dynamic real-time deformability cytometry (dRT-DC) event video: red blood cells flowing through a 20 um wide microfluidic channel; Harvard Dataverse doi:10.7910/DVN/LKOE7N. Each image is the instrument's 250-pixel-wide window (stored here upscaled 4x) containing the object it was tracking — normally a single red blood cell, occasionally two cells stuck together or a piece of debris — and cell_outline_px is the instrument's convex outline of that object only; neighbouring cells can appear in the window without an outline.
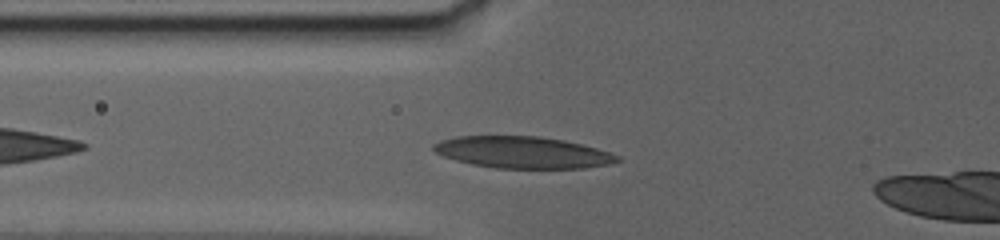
{"species": "human", "species_latin": "Homo sapiens", "temperature_condition": "warm", "stored_images_in_passage": 72, "camera_frame_rate_fps": 3000, "um_per_image_px": 0.085, "donor": {"sex": "female"}, "frame": {"image": 1, "passage_image": 10, "time_ms": 2.0, "image_size_px": [1000, 240], "cell_outline_px": [[624, 160], [608, 164], [584, 168], [496, 168], [472, 164], [456, 160], [444, 156], [436, 152], [432, 148], [432, 144], [440, 140], [456, 136], [540, 136], [564, 140], [596, 148], [620, 156]], "centroid_in_image_um": [44.43, 12.95], "position_along_channel_um": 81.4, "area_um2": 33.93}}
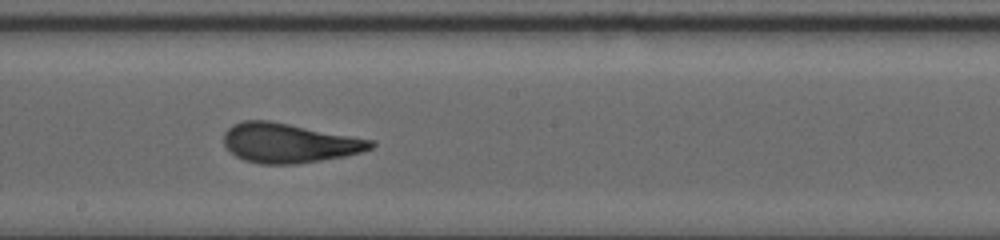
{"frame": {"image": 2, "passage_image": 33, "time_ms": 7.0, "image_size_px": [1000, 240], "cell_outline_px": [[376, 144], [372, 148], [360, 152], [344, 156], [296, 164], [260, 164], [244, 160], [236, 156], [224, 144], [224, 132], [232, 124], [244, 120], [268, 120], [372, 140]], "centroid_in_image_um": [24.53, 12.16], "position_along_channel_um": 223.7, "area_um2": 33.47}}
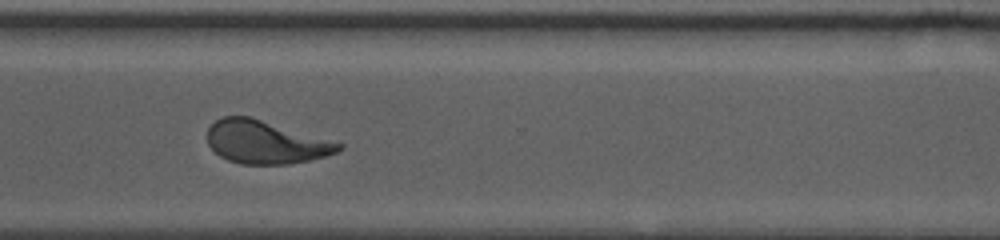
{"frame": {"image": 3, "passage_image": 54, "time_ms": 11.333, "image_size_px": [1000, 240], "cell_outline_px": [[344, 148], [336, 152], [324, 156], [308, 160], [288, 164], [240, 164], [228, 160], [220, 156], [208, 144], [208, 128], [216, 120], [224, 116], [252, 116], [344, 144]], "centroid_in_image_um": [22.57, 12.07], "position_along_channel_um": 348.0, "area_um2": 32.89}}